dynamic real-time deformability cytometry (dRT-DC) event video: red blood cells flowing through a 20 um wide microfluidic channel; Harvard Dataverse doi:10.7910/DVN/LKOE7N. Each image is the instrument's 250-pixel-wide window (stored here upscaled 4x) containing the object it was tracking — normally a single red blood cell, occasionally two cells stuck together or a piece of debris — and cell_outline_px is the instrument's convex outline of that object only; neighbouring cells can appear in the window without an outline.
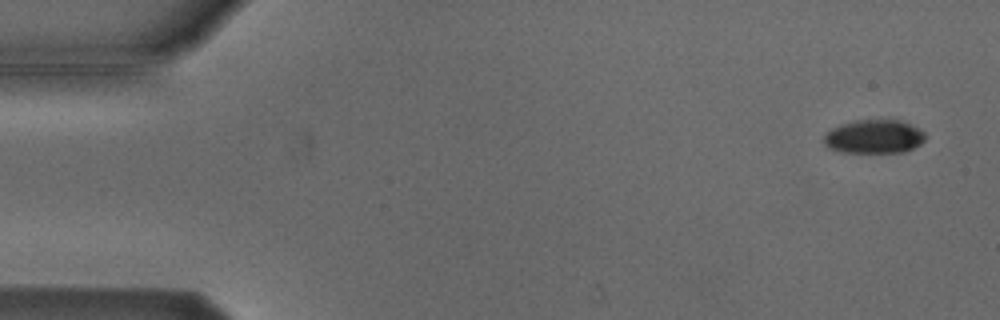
{"species": "Egyptian fruit bat (a non-hibernating species)", "species_latin": "Rousettus aegyptiacus", "temperature_condition": "cold", "stored_images_in_passage": 6, "camera_frame_rate_fps": 3000, "um_per_image_px": 0.085, "animal": {"sex": "male"}, "frame": {"image": 1, "passage_image": 1, "time_ms": 0.0, "image_size_px": [1000, 320], "cell_outline_px": [[924, 140], [920, 144], [904, 152], [840, 152], [828, 148], [824, 144], [824, 136], [832, 128], [840, 124], [856, 120], [900, 120], [924, 132]], "centroid_in_image_um": [74.25, 11.62], "position_along_channel_um": 10.7, "area_um2": 19.71}}
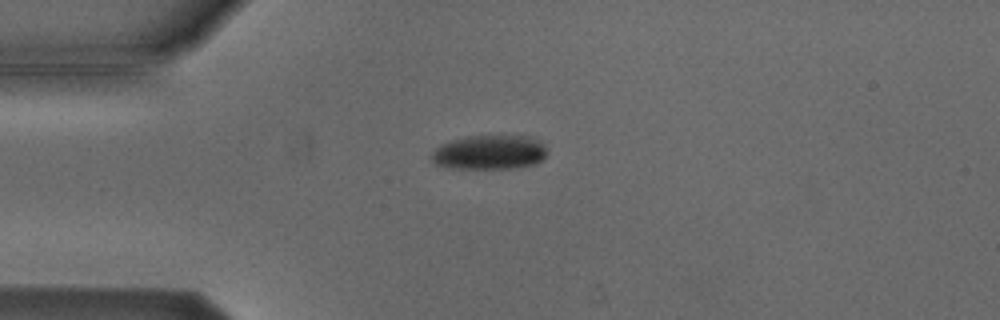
{"frame": {"image": 2, "passage_image": 4, "time_ms": 3.667, "image_size_px": [1000, 320], "cell_outline_px": [[548, 152], [536, 164], [516, 168], [448, 168], [436, 164], [428, 156], [440, 144], [452, 140], [468, 136], [528, 136], [540, 140], [548, 148]], "centroid_in_image_um": [41.61, 12.95], "position_along_channel_um": 43.4, "area_um2": 23.35}}
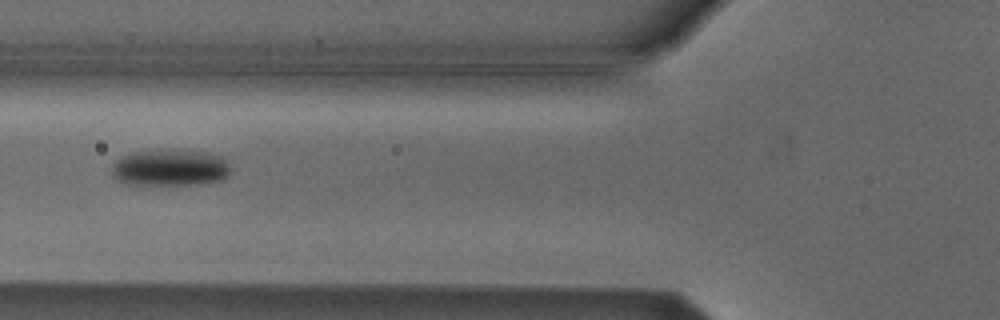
{"frame": {"image": 3, "passage_image": 6, "time_ms": 6.0, "image_size_px": [1000, 320], "cell_outline_px": [[232, 168], [228, 176], [220, 180], [200, 184], [128, 184], [116, 180], [112, 176], [112, 164], [116, 160], [132, 152], [160, 148], [164, 148], [208, 152], [224, 156]], "centroid_in_image_um": [14.49, 14.22], "position_along_channel_um": 111.3, "area_um2": 26.01}}